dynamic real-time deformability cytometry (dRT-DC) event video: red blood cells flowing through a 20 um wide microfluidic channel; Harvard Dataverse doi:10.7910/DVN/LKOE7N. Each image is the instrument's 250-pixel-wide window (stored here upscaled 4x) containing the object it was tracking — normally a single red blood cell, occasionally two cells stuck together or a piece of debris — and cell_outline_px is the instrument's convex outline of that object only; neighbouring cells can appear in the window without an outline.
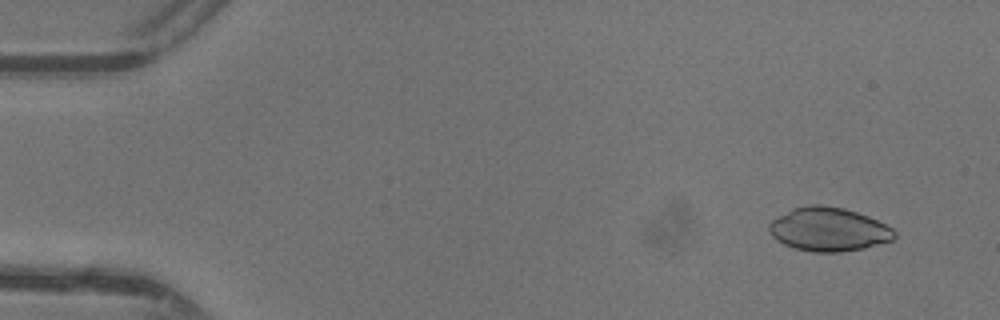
{"species": "common noctule bat (a hibernating species)", "species_latin": "Nyctalus noctula", "temperature_condition": "warm", "stored_images_in_passage": 47, "camera_frame_rate_fps": 3000, "um_per_image_px": 0.085, "animal": {"sex": "female"}, "frame": {"image": 1, "passage_image": 4, "time_ms": 1.0, "image_size_px": [1000, 320], "cell_outline_px": [[896, 236], [892, 240], [864, 248], [840, 252], [812, 252], [796, 248], [784, 244], [776, 240], [768, 232], [768, 224], [772, 220], [792, 208], [808, 204], [820, 204], [844, 208], [868, 216], [892, 228], [896, 232]], "centroid_in_image_um": [70.4, 19.49], "position_along_channel_um": 14.6, "area_um2": 31.96}}
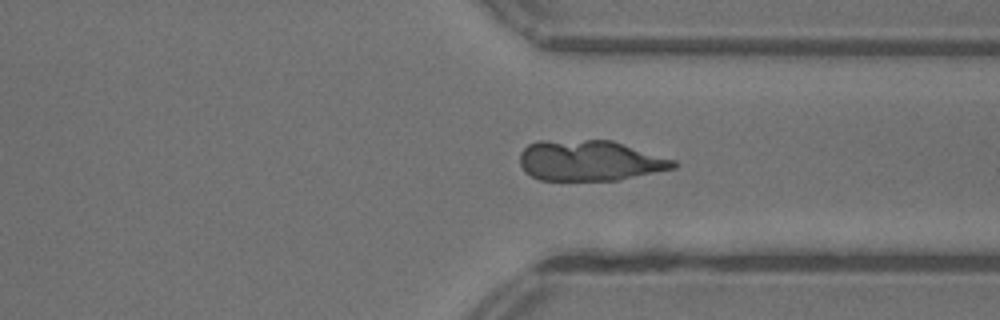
{"frame": {"image": 2, "passage_image": 36, "time_ms": 11.667, "image_size_px": [1000, 320], "cell_outline_px": [[680, 164], [676, 168], [616, 180], [540, 180], [524, 172], [520, 164], [520, 152], [528, 144], [540, 140], [612, 140], [676, 160]], "centroid_in_image_um": [50.13, 13.64], "position_along_channel_um": 361.3, "area_um2": 36.53}}
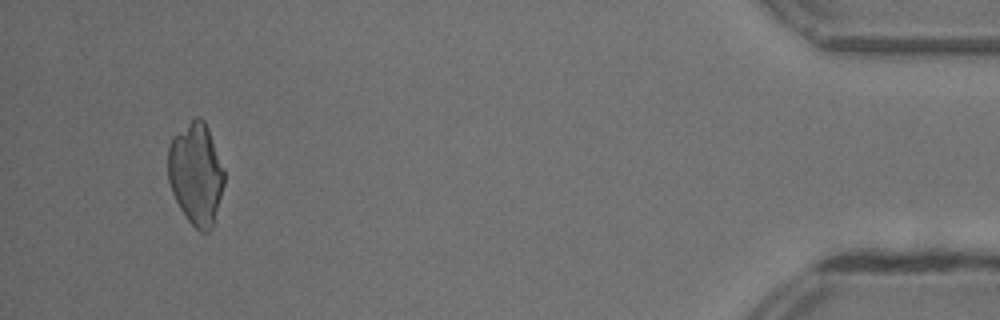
{"frame": {"image": 3, "passage_image": 45, "time_ms": 14.667, "image_size_px": [1000, 320], "cell_outline_px": [[224, 184], [212, 228], [208, 232], [200, 232], [188, 220], [180, 208], [172, 192], [168, 180], [168, 148], [172, 136], [196, 116], [200, 116], [204, 120], [208, 128], [224, 172]], "centroid_in_image_um": [16.64, 14.77], "position_along_channel_um": 418.6, "area_um2": 33.18}}